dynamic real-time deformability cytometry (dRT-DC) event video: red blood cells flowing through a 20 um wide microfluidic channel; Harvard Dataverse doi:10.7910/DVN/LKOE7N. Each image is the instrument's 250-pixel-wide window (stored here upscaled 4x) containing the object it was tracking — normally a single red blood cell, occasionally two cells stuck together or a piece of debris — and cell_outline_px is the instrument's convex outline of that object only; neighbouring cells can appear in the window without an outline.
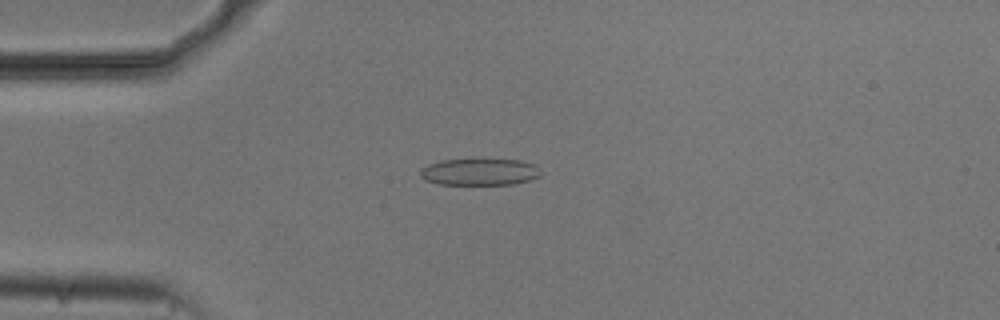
{"species": "common noctule bat (a hibernating species)", "species_latin": "Nyctalus noctula", "temperature_condition": "cold", "stored_images_in_passage": 54, "camera_frame_rate_fps": 3000, "um_per_image_px": 0.085, "animal": {"sex": "male", "body_mass_g": 20.5, "forearm_length_mm": 52.5}, "frame": {"image": 1, "passage_image": 14, "time_ms": 4.333, "image_size_px": [1000, 320], "cell_outline_px": [[540, 176], [528, 180], [512, 184], [436, 184], [424, 180], [420, 176], [420, 168], [428, 164], [440, 160], [520, 160], [536, 164], [540, 168]], "centroid_in_image_um": [40.74, 14.61], "position_along_channel_um": 44.3, "area_um2": 18.79}}
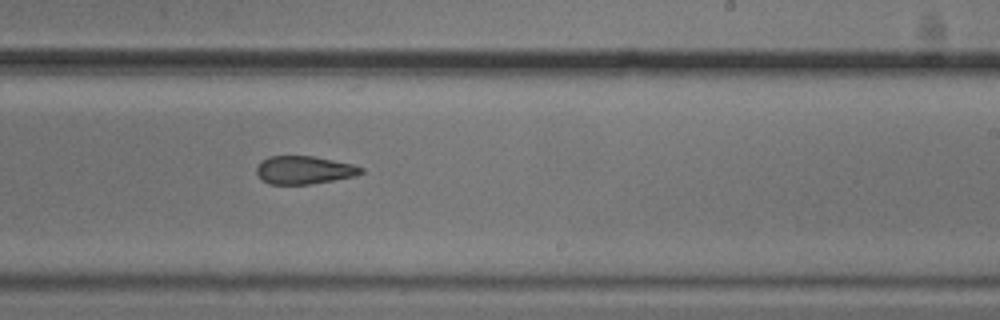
{"frame": {"image": 2, "passage_image": 33, "time_ms": 10.667, "image_size_px": [1000, 320], "cell_outline_px": [[364, 172], [356, 176], [308, 184], [268, 184], [260, 180], [256, 172], [256, 168], [268, 156], [312, 156], [352, 164], [364, 168]], "centroid_in_image_um": [25.84, 14.46], "position_along_channel_um": 263.2, "area_um2": 16.99}}
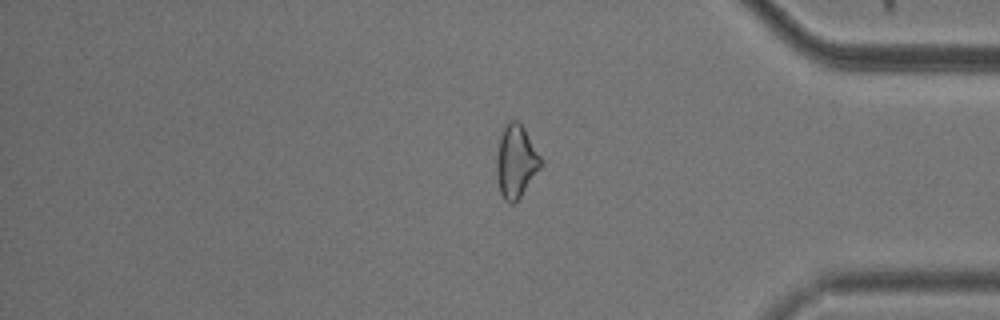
{"frame": {"image": 3, "passage_image": 45, "time_ms": 14.667, "image_size_px": [1000, 320], "cell_outline_px": [[544, 164], [520, 196], [512, 204], [504, 200], [500, 192], [496, 176], [496, 156], [500, 136], [504, 124], [508, 120], [516, 120], [524, 128], [540, 156]], "centroid_in_image_um": [43.84, 13.7], "position_along_channel_um": 391.4, "area_um2": 18.79}, "authors_computed_cell_mechanics": {"area_um2": 19.5075, "velocity_mm_per_s": 3.7433, "shape_relaxation_time_tau1_ms": null, "shape_relaxation_time_tau2_ms": 5.6355, "deformation_change_tau1": null, "deformation_change_tau2": 0.145}}